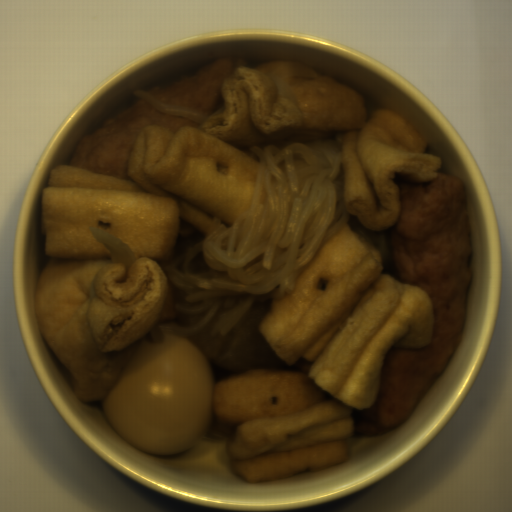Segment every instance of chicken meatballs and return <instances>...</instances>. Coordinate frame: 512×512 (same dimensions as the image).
<instances>
[{
  "label": "chicken meatballs",
  "mask_w": 512,
  "mask_h": 512,
  "mask_svg": "<svg viewBox=\"0 0 512 512\" xmlns=\"http://www.w3.org/2000/svg\"><path fill=\"white\" fill-rule=\"evenodd\" d=\"M238 67H247L246 62L233 56L216 58L189 76L181 73L179 80L168 85H154L145 92L166 105L190 109L208 118L222 106L224 80L233 78Z\"/></svg>",
  "instance_id": "4"
},
{
  "label": "chicken meatballs",
  "mask_w": 512,
  "mask_h": 512,
  "mask_svg": "<svg viewBox=\"0 0 512 512\" xmlns=\"http://www.w3.org/2000/svg\"><path fill=\"white\" fill-rule=\"evenodd\" d=\"M200 124L187 118L161 113L139 97L116 115L103 120L102 127L81 136L68 166L132 180L127 175V162L142 128L160 126L175 134L179 128L197 129Z\"/></svg>",
  "instance_id": "3"
},
{
  "label": "chicken meatballs",
  "mask_w": 512,
  "mask_h": 512,
  "mask_svg": "<svg viewBox=\"0 0 512 512\" xmlns=\"http://www.w3.org/2000/svg\"><path fill=\"white\" fill-rule=\"evenodd\" d=\"M428 182L395 172L400 217L386 230L399 282L422 288L435 310L430 345L391 347L375 403L364 409L353 432L374 435L402 425L451 360L465 318L472 271L471 217L460 179L438 171Z\"/></svg>",
  "instance_id": "1"
},
{
  "label": "chicken meatballs",
  "mask_w": 512,
  "mask_h": 512,
  "mask_svg": "<svg viewBox=\"0 0 512 512\" xmlns=\"http://www.w3.org/2000/svg\"><path fill=\"white\" fill-rule=\"evenodd\" d=\"M333 400L307 373L249 369L213 384L212 412L228 426L300 414Z\"/></svg>",
  "instance_id": "2"
}]
</instances>
